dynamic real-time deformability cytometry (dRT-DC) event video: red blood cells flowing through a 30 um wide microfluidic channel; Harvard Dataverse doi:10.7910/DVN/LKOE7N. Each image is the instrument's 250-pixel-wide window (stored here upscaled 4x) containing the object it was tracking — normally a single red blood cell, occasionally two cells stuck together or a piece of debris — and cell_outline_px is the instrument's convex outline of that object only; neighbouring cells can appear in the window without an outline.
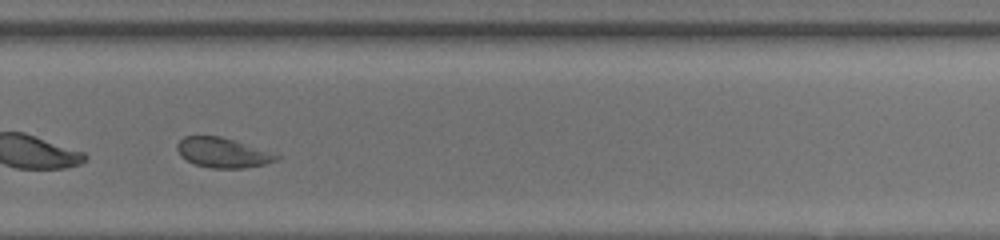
{"species": "common noctule bat (a hibernating species)", "species_latin": "Nyctalus noctula", "temperature_condition": "room temperature", "stored_images_in_passage": 37, "segment_of_instrument_passage": [2, 2], "camera_frame_rate_fps": 3000, "um_per_image_px": 0.085, "animal": {"sex": "female", "body_mass_g": 20.0, "forearm_length_mm": 54.0}, "frame": {"image": 1, "passage_image": 25, "time_ms": 8.0, "image_size_px": [1000, 240], "cell_outline_px": [[280, 156], [276, 160], [264, 164], [244, 168], [208, 168], [196, 164], [180, 156], [176, 148], [176, 144], [184, 136], [220, 136]], "centroid_in_image_um": [18.84, 12.98], "position_along_channel_um": 311.0, "area_um2": 16.82}}
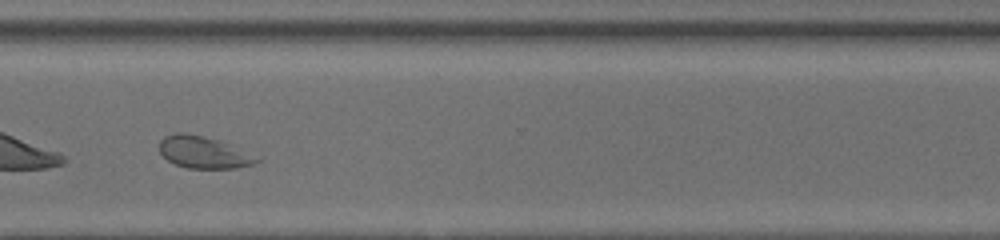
{"frame": {"image": 2, "passage_image": 28, "time_ms": 9.0, "image_size_px": [1000, 240], "cell_outline_px": [[264, 156], [260, 160], [252, 164], [236, 168], [188, 168], [176, 164], [168, 160], [160, 152], [160, 140], [164, 136], [176, 132], [184, 132], [204, 136]], "centroid_in_image_um": [17.36, 12.94], "position_along_channel_um": 353.2, "area_um2": 18.26}}